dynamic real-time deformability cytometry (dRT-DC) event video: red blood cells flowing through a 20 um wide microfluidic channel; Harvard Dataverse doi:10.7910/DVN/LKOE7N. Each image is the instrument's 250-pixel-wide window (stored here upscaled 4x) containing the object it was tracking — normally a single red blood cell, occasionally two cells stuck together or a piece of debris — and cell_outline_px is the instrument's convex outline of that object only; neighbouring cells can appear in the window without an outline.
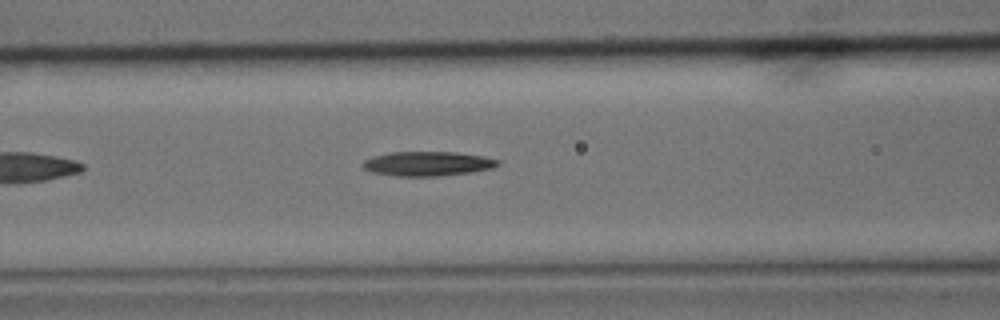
{"species": "common noctule bat (a hibernating species)", "species_latin": "Nyctalus noctula", "temperature_condition": "cold", "stored_images_in_passage": 4, "camera_frame_rate_fps": 3000, "um_per_image_px": 0.085, "animal": {"sex": "male", "body_mass_g": 15.6}, "frame": {"image": 1, "passage_image": 4, "time_ms": 1.0, "image_size_px": [1000, 320], "cell_outline_px": [[500, 164], [492, 168], [472, 172], [436, 176], [396, 176], [372, 172], [364, 168], [360, 164], [364, 160], [372, 156], [392, 152], [456, 152], [484, 156], [500, 160]], "centroid_in_image_um": [36.34, 13.91], "position_along_channel_um": 130.3, "area_um2": 19.31}}